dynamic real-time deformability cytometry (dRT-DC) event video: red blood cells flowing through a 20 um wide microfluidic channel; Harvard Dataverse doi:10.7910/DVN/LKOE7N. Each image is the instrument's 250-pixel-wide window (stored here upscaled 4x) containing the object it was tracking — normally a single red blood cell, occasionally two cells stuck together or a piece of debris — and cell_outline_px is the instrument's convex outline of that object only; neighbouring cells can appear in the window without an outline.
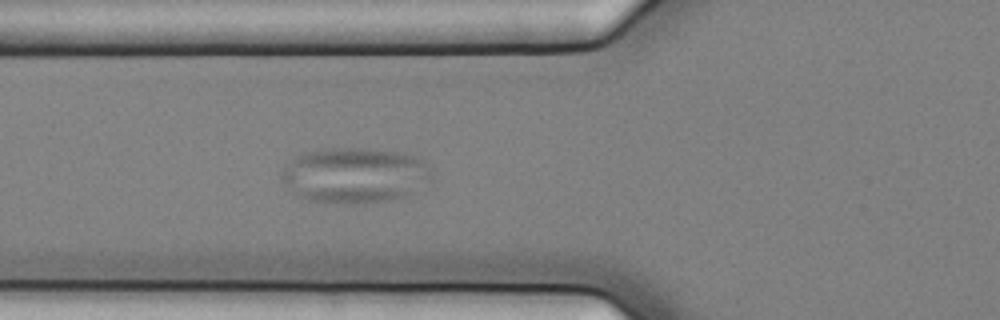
{"species": "common noctule bat (a hibernating species)", "species_latin": "Nyctalus noctula", "temperature_condition": "cold", "stored_images_in_passage": 58, "camera_frame_rate_fps": 3000, "um_per_image_px": 0.085, "animal": {"sex": "female", "body_mass_g": 25.1}, "frame": {"image": 1, "passage_image": 23, "time_ms": 7.333, "image_size_px": [1000, 320], "cell_outline_px": [[432, 176], [404, 196], [392, 200], [372, 204], [324, 204], [308, 200], [292, 192], [280, 176], [280, 172], [300, 152], [324, 148], [360, 148], [396, 152], [416, 156], [428, 164], [432, 168]], "centroid_in_image_um": [30.1, 14.91], "position_along_channel_um": 95.7, "area_um2": 48.84}}
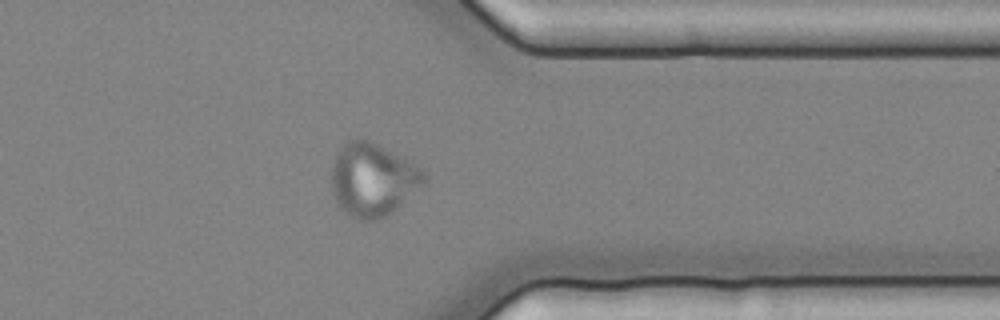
{"frame": {"image": 2, "passage_image": 47, "time_ms": 15.333, "image_size_px": [1000, 320], "cell_outline_px": [[428, 180], [388, 216], [376, 220], [356, 220], [344, 212], [336, 204], [332, 192], [332, 164], [336, 152], [348, 140], [368, 140], [376, 144], [420, 168], [428, 176]], "centroid_in_image_um": [31.65, 15.32], "position_along_channel_um": 379.8, "area_um2": 39.19}}
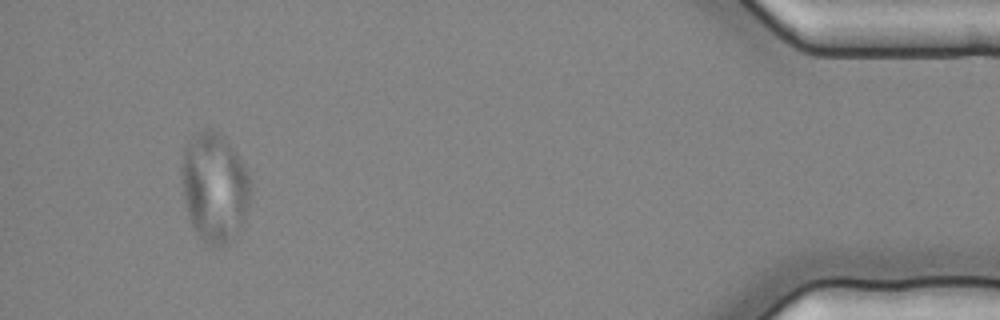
{"frame": {"image": 3, "passage_image": 55, "time_ms": 18.0, "image_size_px": [1000, 320], "cell_outline_px": [[252, 188], [244, 220], [228, 240], [224, 244], [208, 244], [196, 232], [192, 224], [184, 200], [180, 172], [180, 168], [184, 148], [192, 136], [196, 132], [208, 128], [220, 132], [224, 136], [236, 152], [252, 184]], "centroid_in_image_um": [18.2, 15.83], "position_along_channel_um": 417.0, "area_um2": 43.47}}